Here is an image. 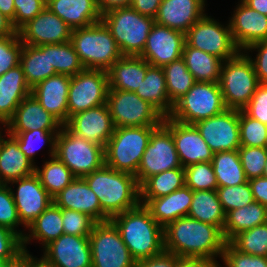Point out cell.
<instances>
[{
    "instance_id": "4fadbf2b",
    "label": "cell",
    "mask_w": 267,
    "mask_h": 267,
    "mask_svg": "<svg viewBox=\"0 0 267 267\" xmlns=\"http://www.w3.org/2000/svg\"><path fill=\"white\" fill-rule=\"evenodd\" d=\"M175 168L183 167L175 148L172 133L161 123L151 133L135 177L141 186L149 177Z\"/></svg>"
},
{
    "instance_id": "f907efd6",
    "label": "cell",
    "mask_w": 267,
    "mask_h": 267,
    "mask_svg": "<svg viewBox=\"0 0 267 267\" xmlns=\"http://www.w3.org/2000/svg\"><path fill=\"white\" fill-rule=\"evenodd\" d=\"M8 186V184H0V226L9 228L23 238L25 233L16 230V227L21 225V222L17 214L11 188Z\"/></svg>"
},
{
    "instance_id": "03108f58",
    "label": "cell",
    "mask_w": 267,
    "mask_h": 267,
    "mask_svg": "<svg viewBox=\"0 0 267 267\" xmlns=\"http://www.w3.org/2000/svg\"><path fill=\"white\" fill-rule=\"evenodd\" d=\"M0 11L12 21L15 28V6L14 0H0Z\"/></svg>"
},
{
    "instance_id": "8992f818",
    "label": "cell",
    "mask_w": 267,
    "mask_h": 267,
    "mask_svg": "<svg viewBox=\"0 0 267 267\" xmlns=\"http://www.w3.org/2000/svg\"><path fill=\"white\" fill-rule=\"evenodd\" d=\"M259 85L249 54L240 51L233 58L223 62L219 86L226 108L242 110Z\"/></svg>"
},
{
    "instance_id": "f1b7e54d",
    "label": "cell",
    "mask_w": 267,
    "mask_h": 267,
    "mask_svg": "<svg viewBox=\"0 0 267 267\" xmlns=\"http://www.w3.org/2000/svg\"><path fill=\"white\" fill-rule=\"evenodd\" d=\"M7 136V139L0 137V184L32 175L36 169L20 150L17 138L8 132Z\"/></svg>"
},
{
    "instance_id": "7a4b0ae2",
    "label": "cell",
    "mask_w": 267,
    "mask_h": 267,
    "mask_svg": "<svg viewBox=\"0 0 267 267\" xmlns=\"http://www.w3.org/2000/svg\"><path fill=\"white\" fill-rule=\"evenodd\" d=\"M110 220L118 228L122 241L136 262L164 250V228L143 204L117 214Z\"/></svg>"
},
{
    "instance_id": "e575fe53",
    "label": "cell",
    "mask_w": 267,
    "mask_h": 267,
    "mask_svg": "<svg viewBox=\"0 0 267 267\" xmlns=\"http://www.w3.org/2000/svg\"><path fill=\"white\" fill-rule=\"evenodd\" d=\"M267 222V207L257 201L242 208L231 210L225 214L223 237L229 242L238 233L265 224Z\"/></svg>"
},
{
    "instance_id": "83f0119b",
    "label": "cell",
    "mask_w": 267,
    "mask_h": 267,
    "mask_svg": "<svg viewBox=\"0 0 267 267\" xmlns=\"http://www.w3.org/2000/svg\"><path fill=\"white\" fill-rule=\"evenodd\" d=\"M31 92L20 64L0 76V123L3 127Z\"/></svg>"
},
{
    "instance_id": "9f6ffc18",
    "label": "cell",
    "mask_w": 267,
    "mask_h": 267,
    "mask_svg": "<svg viewBox=\"0 0 267 267\" xmlns=\"http://www.w3.org/2000/svg\"><path fill=\"white\" fill-rule=\"evenodd\" d=\"M248 116L267 125V84H260L242 109Z\"/></svg>"
},
{
    "instance_id": "be15d7a7",
    "label": "cell",
    "mask_w": 267,
    "mask_h": 267,
    "mask_svg": "<svg viewBox=\"0 0 267 267\" xmlns=\"http://www.w3.org/2000/svg\"><path fill=\"white\" fill-rule=\"evenodd\" d=\"M132 0H97V7L101 15L117 8H128Z\"/></svg>"
},
{
    "instance_id": "ee69618b",
    "label": "cell",
    "mask_w": 267,
    "mask_h": 267,
    "mask_svg": "<svg viewBox=\"0 0 267 267\" xmlns=\"http://www.w3.org/2000/svg\"><path fill=\"white\" fill-rule=\"evenodd\" d=\"M59 132L60 131H45L41 129H36L11 135H14L17 138L20 150L29 160L33 162V164H35L34 157L37 150V144L44 145L48 143V145L50 146L49 156L51 157L55 155L56 137ZM42 145H40V148Z\"/></svg>"
},
{
    "instance_id": "6125c7cd",
    "label": "cell",
    "mask_w": 267,
    "mask_h": 267,
    "mask_svg": "<svg viewBox=\"0 0 267 267\" xmlns=\"http://www.w3.org/2000/svg\"><path fill=\"white\" fill-rule=\"evenodd\" d=\"M218 261L199 257H181L176 260V267H220Z\"/></svg>"
},
{
    "instance_id": "f6af8a7d",
    "label": "cell",
    "mask_w": 267,
    "mask_h": 267,
    "mask_svg": "<svg viewBox=\"0 0 267 267\" xmlns=\"http://www.w3.org/2000/svg\"><path fill=\"white\" fill-rule=\"evenodd\" d=\"M239 134L241 146L267 147V125L239 110Z\"/></svg>"
},
{
    "instance_id": "277c9868",
    "label": "cell",
    "mask_w": 267,
    "mask_h": 267,
    "mask_svg": "<svg viewBox=\"0 0 267 267\" xmlns=\"http://www.w3.org/2000/svg\"><path fill=\"white\" fill-rule=\"evenodd\" d=\"M70 42L85 69L108 71L123 56L102 20L72 30Z\"/></svg>"
},
{
    "instance_id": "4dcf8cb0",
    "label": "cell",
    "mask_w": 267,
    "mask_h": 267,
    "mask_svg": "<svg viewBox=\"0 0 267 267\" xmlns=\"http://www.w3.org/2000/svg\"><path fill=\"white\" fill-rule=\"evenodd\" d=\"M150 64L141 56L123 55L107 71L109 89L135 92Z\"/></svg>"
},
{
    "instance_id": "7c38bea8",
    "label": "cell",
    "mask_w": 267,
    "mask_h": 267,
    "mask_svg": "<svg viewBox=\"0 0 267 267\" xmlns=\"http://www.w3.org/2000/svg\"><path fill=\"white\" fill-rule=\"evenodd\" d=\"M185 41L188 46L223 61L233 58L241 51L233 40L229 23L224 27L207 14L185 33Z\"/></svg>"
},
{
    "instance_id": "680465c9",
    "label": "cell",
    "mask_w": 267,
    "mask_h": 267,
    "mask_svg": "<svg viewBox=\"0 0 267 267\" xmlns=\"http://www.w3.org/2000/svg\"><path fill=\"white\" fill-rule=\"evenodd\" d=\"M178 256L172 252L163 250L150 258L137 261L135 267H176Z\"/></svg>"
},
{
    "instance_id": "ba28073f",
    "label": "cell",
    "mask_w": 267,
    "mask_h": 267,
    "mask_svg": "<svg viewBox=\"0 0 267 267\" xmlns=\"http://www.w3.org/2000/svg\"><path fill=\"white\" fill-rule=\"evenodd\" d=\"M225 109L227 108L219 83L196 81L188 92L174 103L169 117L184 124L194 125L220 114Z\"/></svg>"
},
{
    "instance_id": "7402d4cb",
    "label": "cell",
    "mask_w": 267,
    "mask_h": 267,
    "mask_svg": "<svg viewBox=\"0 0 267 267\" xmlns=\"http://www.w3.org/2000/svg\"><path fill=\"white\" fill-rule=\"evenodd\" d=\"M63 124L47 112L33 94L23 99L12 118L4 127L10 134L41 129L45 131H60Z\"/></svg>"
},
{
    "instance_id": "ac0fdd59",
    "label": "cell",
    "mask_w": 267,
    "mask_h": 267,
    "mask_svg": "<svg viewBox=\"0 0 267 267\" xmlns=\"http://www.w3.org/2000/svg\"><path fill=\"white\" fill-rule=\"evenodd\" d=\"M172 133L175 148L183 168L200 162H212L214 152L195 125L164 117L162 122Z\"/></svg>"
},
{
    "instance_id": "e7e4bbea",
    "label": "cell",
    "mask_w": 267,
    "mask_h": 267,
    "mask_svg": "<svg viewBox=\"0 0 267 267\" xmlns=\"http://www.w3.org/2000/svg\"><path fill=\"white\" fill-rule=\"evenodd\" d=\"M19 36L18 31L13 27L12 21L0 11V37Z\"/></svg>"
},
{
    "instance_id": "a7ac6f4b",
    "label": "cell",
    "mask_w": 267,
    "mask_h": 267,
    "mask_svg": "<svg viewBox=\"0 0 267 267\" xmlns=\"http://www.w3.org/2000/svg\"><path fill=\"white\" fill-rule=\"evenodd\" d=\"M7 267H29V253H23L16 261L9 263Z\"/></svg>"
},
{
    "instance_id": "cb8c5ba5",
    "label": "cell",
    "mask_w": 267,
    "mask_h": 267,
    "mask_svg": "<svg viewBox=\"0 0 267 267\" xmlns=\"http://www.w3.org/2000/svg\"><path fill=\"white\" fill-rule=\"evenodd\" d=\"M53 203L61 209L84 213L96 222L110 218L101 210L97 195L89 188L84 178L76 177L68 186L53 197Z\"/></svg>"
},
{
    "instance_id": "60d3db41",
    "label": "cell",
    "mask_w": 267,
    "mask_h": 267,
    "mask_svg": "<svg viewBox=\"0 0 267 267\" xmlns=\"http://www.w3.org/2000/svg\"><path fill=\"white\" fill-rule=\"evenodd\" d=\"M169 100L174 104L196 82L182 58L162 67Z\"/></svg>"
},
{
    "instance_id": "2644e50d",
    "label": "cell",
    "mask_w": 267,
    "mask_h": 267,
    "mask_svg": "<svg viewBox=\"0 0 267 267\" xmlns=\"http://www.w3.org/2000/svg\"><path fill=\"white\" fill-rule=\"evenodd\" d=\"M9 263L5 259L0 258V267H7Z\"/></svg>"
},
{
    "instance_id": "db71d44e",
    "label": "cell",
    "mask_w": 267,
    "mask_h": 267,
    "mask_svg": "<svg viewBox=\"0 0 267 267\" xmlns=\"http://www.w3.org/2000/svg\"><path fill=\"white\" fill-rule=\"evenodd\" d=\"M23 253L22 238L9 228L0 226V258L12 263Z\"/></svg>"
},
{
    "instance_id": "d6986e66",
    "label": "cell",
    "mask_w": 267,
    "mask_h": 267,
    "mask_svg": "<svg viewBox=\"0 0 267 267\" xmlns=\"http://www.w3.org/2000/svg\"><path fill=\"white\" fill-rule=\"evenodd\" d=\"M71 32L72 29L47 7L18 30L21 42L31 46L66 43L71 39Z\"/></svg>"
},
{
    "instance_id": "d6a6232c",
    "label": "cell",
    "mask_w": 267,
    "mask_h": 267,
    "mask_svg": "<svg viewBox=\"0 0 267 267\" xmlns=\"http://www.w3.org/2000/svg\"><path fill=\"white\" fill-rule=\"evenodd\" d=\"M135 93L153 105L164 117H168L174 104L169 100L162 67L149 66L144 80Z\"/></svg>"
},
{
    "instance_id": "8d00e7d4",
    "label": "cell",
    "mask_w": 267,
    "mask_h": 267,
    "mask_svg": "<svg viewBox=\"0 0 267 267\" xmlns=\"http://www.w3.org/2000/svg\"><path fill=\"white\" fill-rule=\"evenodd\" d=\"M187 216L217 226L222 231L225 224V212L222 209L217 191H193V199Z\"/></svg>"
},
{
    "instance_id": "8c879c8a",
    "label": "cell",
    "mask_w": 267,
    "mask_h": 267,
    "mask_svg": "<svg viewBox=\"0 0 267 267\" xmlns=\"http://www.w3.org/2000/svg\"><path fill=\"white\" fill-rule=\"evenodd\" d=\"M263 176L267 178V161H266V164H265V169H264Z\"/></svg>"
},
{
    "instance_id": "484cf974",
    "label": "cell",
    "mask_w": 267,
    "mask_h": 267,
    "mask_svg": "<svg viewBox=\"0 0 267 267\" xmlns=\"http://www.w3.org/2000/svg\"><path fill=\"white\" fill-rule=\"evenodd\" d=\"M71 76L56 74L38 83L31 94L63 125L68 122V92Z\"/></svg>"
},
{
    "instance_id": "52a82bcc",
    "label": "cell",
    "mask_w": 267,
    "mask_h": 267,
    "mask_svg": "<svg viewBox=\"0 0 267 267\" xmlns=\"http://www.w3.org/2000/svg\"><path fill=\"white\" fill-rule=\"evenodd\" d=\"M101 20L110 30L123 55L139 56L146 45L148 34L155 23L131 7L117 8L102 15Z\"/></svg>"
},
{
    "instance_id": "5b68a950",
    "label": "cell",
    "mask_w": 267,
    "mask_h": 267,
    "mask_svg": "<svg viewBox=\"0 0 267 267\" xmlns=\"http://www.w3.org/2000/svg\"><path fill=\"white\" fill-rule=\"evenodd\" d=\"M157 126L114 128L104 148L105 165L119 172L136 176L152 131Z\"/></svg>"
},
{
    "instance_id": "6f0895ef",
    "label": "cell",
    "mask_w": 267,
    "mask_h": 267,
    "mask_svg": "<svg viewBox=\"0 0 267 267\" xmlns=\"http://www.w3.org/2000/svg\"><path fill=\"white\" fill-rule=\"evenodd\" d=\"M255 50L258 52L256 54V59L251 58L253 63L255 73L258 77L260 84H267V41H259L249 45L243 52L248 54L251 50Z\"/></svg>"
},
{
    "instance_id": "30bf717a",
    "label": "cell",
    "mask_w": 267,
    "mask_h": 267,
    "mask_svg": "<svg viewBox=\"0 0 267 267\" xmlns=\"http://www.w3.org/2000/svg\"><path fill=\"white\" fill-rule=\"evenodd\" d=\"M106 104L115 128L159 126L164 116L135 92L108 89Z\"/></svg>"
},
{
    "instance_id": "e0dca14e",
    "label": "cell",
    "mask_w": 267,
    "mask_h": 267,
    "mask_svg": "<svg viewBox=\"0 0 267 267\" xmlns=\"http://www.w3.org/2000/svg\"><path fill=\"white\" fill-rule=\"evenodd\" d=\"M185 33L154 23L139 55L151 66L163 67L182 58Z\"/></svg>"
},
{
    "instance_id": "ab89813d",
    "label": "cell",
    "mask_w": 267,
    "mask_h": 267,
    "mask_svg": "<svg viewBox=\"0 0 267 267\" xmlns=\"http://www.w3.org/2000/svg\"><path fill=\"white\" fill-rule=\"evenodd\" d=\"M35 173L52 198L76 178L70 169L55 155L51 156L49 161H45L42 169H39L36 165Z\"/></svg>"
},
{
    "instance_id": "11a10c76",
    "label": "cell",
    "mask_w": 267,
    "mask_h": 267,
    "mask_svg": "<svg viewBox=\"0 0 267 267\" xmlns=\"http://www.w3.org/2000/svg\"><path fill=\"white\" fill-rule=\"evenodd\" d=\"M15 29L18 31L28 21L34 19L45 7V0H14Z\"/></svg>"
},
{
    "instance_id": "d4e9b609",
    "label": "cell",
    "mask_w": 267,
    "mask_h": 267,
    "mask_svg": "<svg viewBox=\"0 0 267 267\" xmlns=\"http://www.w3.org/2000/svg\"><path fill=\"white\" fill-rule=\"evenodd\" d=\"M205 0H162L155 23L186 33L205 13Z\"/></svg>"
},
{
    "instance_id": "c3c4849f",
    "label": "cell",
    "mask_w": 267,
    "mask_h": 267,
    "mask_svg": "<svg viewBox=\"0 0 267 267\" xmlns=\"http://www.w3.org/2000/svg\"><path fill=\"white\" fill-rule=\"evenodd\" d=\"M238 153L248 180L263 176L267 161V147L240 146Z\"/></svg>"
},
{
    "instance_id": "4316f807",
    "label": "cell",
    "mask_w": 267,
    "mask_h": 267,
    "mask_svg": "<svg viewBox=\"0 0 267 267\" xmlns=\"http://www.w3.org/2000/svg\"><path fill=\"white\" fill-rule=\"evenodd\" d=\"M193 191L184 185L176 191L154 199H140L159 225L165 228L170 222L188 215Z\"/></svg>"
},
{
    "instance_id": "681fc988",
    "label": "cell",
    "mask_w": 267,
    "mask_h": 267,
    "mask_svg": "<svg viewBox=\"0 0 267 267\" xmlns=\"http://www.w3.org/2000/svg\"><path fill=\"white\" fill-rule=\"evenodd\" d=\"M62 222L65 234L89 237L97 223L90 216L70 209H62Z\"/></svg>"
},
{
    "instance_id": "816d5d0a",
    "label": "cell",
    "mask_w": 267,
    "mask_h": 267,
    "mask_svg": "<svg viewBox=\"0 0 267 267\" xmlns=\"http://www.w3.org/2000/svg\"><path fill=\"white\" fill-rule=\"evenodd\" d=\"M22 48L19 36L0 37V76L20 64Z\"/></svg>"
},
{
    "instance_id": "3957f363",
    "label": "cell",
    "mask_w": 267,
    "mask_h": 267,
    "mask_svg": "<svg viewBox=\"0 0 267 267\" xmlns=\"http://www.w3.org/2000/svg\"><path fill=\"white\" fill-rule=\"evenodd\" d=\"M97 195L101 210L111 219L140 204V186L134 175L107 165L83 177Z\"/></svg>"
},
{
    "instance_id": "44dd1931",
    "label": "cell",
    "mask_w": 267,
    "mask_h": 267,
    "mask_svg": "<svg viewBox=\"0 0 267 267\" xmlns=\"http://www.w3.org/2000/svg\"><path fill=\"white\" fill-rule=\"evenodd\" d=\"M65 126L75 135L104 148L115 128L107 104L72 115Z\"/></svg>"
},
{
    "instance_id": "7bdbcfd3",
    "label": "cell",
    "mask_w": 267,
    "mask_h": 267,
    "mask_svg": "<svg viewBox=\"0 0 267 267\" xmlns=\"http://www.w3.org/2000/svg\"><path fill=\"white\" fill-rule=\"evenodd\" d=\"M229 243L244 254L267 257V222L238 233Z\"/></svg>"
},
{
    "instance_id": "f35d334b",
    "label": "cell",
    "mask_w": 267,
    "mask_h": 267,
    "mask_svg": "<svg viewBox=\"0 0 267 267\" xmlns=\"http://www.w3.org/2000/svg\"><path fill=\"white\" fill-rule=\"evenodd\" d=\"M185 185V169L175 168L149 177L140 186V199L168 195Z\"/></svg>"
},
{
    "instance_id": "003e7915",
    "label": "cell",
    "mask_w": 267,
    "mask_h": 267,
    "mask_svg": "<svg viewBox=\"0 0 267 267\" xmlns=\"http://www.w3.org/2000/svg\"><path fill=\"white\" fill-rule=\"evenodd\" d=\"M249 8L267 16V0H241Z\"/></svg>"
},
{
    "instance_id": "74e56055",
    "label": "cell",
    "mask_w": 267,
    "mask_h": 267,
    "mask_svg": "<svg viewBox=\"0 0 267 267\" xmlns=\"http://www.w3.org/2000/svg\"><path fill=\"white\" fill-rule=\"evenodd\" d=\"M211 164L218 187L235 186L248 182L238 150L214 153Z\"/></svg>"
},
{
    "instance_id": "2e32d148",
    "label": "cell",
    "mask_w": 267,
    "mask_h": 267,
    "mask_svg": "<svg viewBox=\"0 0 267 267\" xmlns=\"http://www.w3.org/2000/svg\"><path fill=\"white\" fill-rule=\"evenodd\" d=\"M18 184L16 193L11 188L19 220L24 227H28L53 202V198L42 186L36 173L13 180L8 184Z\"/></svg>"
},
{
    "instance_id": "bcb514c9",
    "label": "cell",
    "mask_w": 267,
    "mask_h": 267,
    "mask_svg": "<svg viewBox=\"0 0 267 267\" xmlns=\"http://www.w3.org/2000/svg\"><path fill=\"white\" fill-rule=\"evenodd\" d=\"M185 169V185L192 191L217 190L218 183L211 162H200Z\"/></svg>"
},
{
    "instance_id": "7dc6e473",
    "label": "cell",
    "mask_w": 267,
    "mask_h": 267,
    "mask_svg": "<svg viewBox=\"0 0 267 267\" xmlns=\"http://www.w3.org/2000/svg\"><path fill=\"white\" fill-rule=\"evenodd\" d=\"M216 191L225 214L254 201L249 182L235 186L218 187Z\"/></svg>"
},
{
    "instance_id": "603a6c76",
    "label": "cell",
    "mask_w": 267,
    "mask_h": 267,
    "mask_svg": "<svg viewBox=\"0 0 267 267\" xmlns=\"http://www.w3.org/2000/svg\"><path fill=\"white\" fill-rule=\"evenodd\" d=\"M229 20L237 47L244 51L249 45L267 41V16L249 8L241 0Z\"/></svg>"
},
{
    "instance_id": "89a4df30",
    "label": "cell",
    "mask_w": 267,
    "mask_h": 267,
    "mask_svg": "<svg viewBox=\"0 0 267 267\" xmlns=\"http://www.w3.org/2000/svg\"><path fill=\"white\" fill-rule=\"evenodd\" d=\"M29 267H53L47 263L42 257L40 259L29 254Z\"/></svg>"
},
{
    "instance_id": "9c48e42d",
    "label": "cell",
    "mask_w": 267,
    "mask_h": 267,
    "mask_svg": "<svg viewBox=\"0 0 267 267\" xmlns=\"http://www.w3.org/2000/svg\"><path fill=\"white\" fill-rule=\"evenodd\" d=\"M57 156L75 177L92 173L105 164L104 147L72 133L65 125L56 137Z\"/></svg>"
},
{
    "instance_id": "6da1fadb",
    "label": "cell",
    "mask_w": 267,
    "mask_h": 267,
    "mask_svg": "<svg viewBox=\"0 0 267 267\" xmlns=\"http://www.w3.org/2000/svg\"><path fill=\"white\" fill-rule=\"evenodd\" d=\"M225 244L217 226L188 216L178 218L164 228V250L177 256L217 261L215 257H222Z\"/></svg>"
},
{
    "instance_id": "5bb4252c",
    "label": "cell",
    "mask_w": 267,
    "mask_h": 267,
    "mask_svg": "<svg viewBox=\"0 0 267 267\" xmlns=\"http://www.w3.org/2000/svg\"><path fill=\"white\" fill-rule=\"evenodd\" d=\"M109 89L108 72L84 69L71 76L68 92V120L82 111L106 104Z\"/></svg>"
},
{
    "instance_id": "ffe728a7",
    "label": "cell",
    "mask_w": 267,
    "mask_h": 267,
    "mask_svg": "<svg viewBox=\"0 0 267 267\" xmlns=\"http://www.w3.org/2000/svg\"><path fill=\"white\" fill-rule=\"evenodd\" d=\"M44 250L42 258L53 267H92L89 237L63 233Z\"/></svg>"
},
{
    "instance_id": "94428289",
    "label": "cell",
    "mask_w": 267,
    "mask_h": 267,
    "mask_svg": "<svg viewBox=\"0 0 267 267\" xmlns=\"http://www.w3.org/2000/svg\"><path fill=\"white\" fill-rule=\"evenodd\" d=\"M254 201L267 207V178L264 176L248 180Z\"/></svg>"
},
{
    "instance_id": "d590c367",
    "label": "cell",
    "mask_w": 267,
    "mask_h": 267,
    "mask_svg": "<svg viewBox=\"0 0 267 267\" xmlns=\"http://www.w3.org/2000/svg\"><path fill=\"white\" fill-rule=\"evenodd\" d=\"M188 71L197 82L219 83L223 60L199 49L184 45L182 53Z\"/></svg>"
},
{
    "instance_id": "f546056e",
    "label": "cell",
    "mask_w": 267,
    "mask_h": 267,
    "mask_svg": "<svg viewBox=\"0 0 267 267\" xmlns=\"http://www.w3.org/2000/svg\"><path fill=\"white\" fill-rule=\"evenodd\" d=\"M46 7L72 30L101 21L97 0H48Z\"/></svg>"
},
{
    "instance_id": "8fae6325",
    "label": "cell",
    "mask_w": 267,
    "mask_h": 267,
    "mask_svg": "<svg viewBox=\"0 0 267 267\" xmlns=\"http://www.w3.org/2000/svg\"><path fill=\"white\" fill-rule=\"evenodd\" d=\"M89 242L92 267H135L136 261L111 220L97 222Z\"/></svg>"
},
{
    "instance_id": "91938a15",
    "label": "cell",
    "mask_w": 267,
    "mask_h": 267,
    "mask_svg": "<svg viewBox=\"0 0 267 267\" xmlns=\"http://www.w3.org/2000/svg\"><path fill=\"white\" fill-rule=\"evenodd\" d=\"M162 0H132L131 8L143 16L155 19Z\"/></svg>"
},
{
    "instance_id": "836d02e7",
    "label": "cell",
    "mask_w": 267,
    "mask_h": 267,
    "mask_svg": "<svg viewBox=\"0 0 267 267\" xmlns=\"http://www.w3.org/2000/svg\"><path fill=\"white\" fill-rule=\"evenodd\" d=\"M27 228L29 230V235L25 234L22 238L24 252H29L26 249V244H29V241L32 239L42 242L41 244L44 248L51 241L57 239L64 233L62 209L52 202Z\"/></svg>"
},
{
    "instance_id": "1f68e13d",
    "label": "cell",
    "mask_w": 267,
    "mask_h": 267,
    "mask_svg": "<svg viewBox=\"0 0 267 267\" xmlns=\"http://www.w3.org/2000/svg\"><path fill=\"white\" fill-rule=\"evenodd\" d=\"M20 65L31 89L50 76L56 75L53 65H50L49 44L41 46L23 44Z\"/></svg>"
},
{
    "instance_id": "f5cc1de1",
    "label": "cell",
    "mask_w": 267,
    "mask_h": 267,
    "mask_svg": "<svg viewBox=\"0 0 267 267\" xmlns=\"http://www.w3.org/2000/svg\"><path fill=\"white\" fill-rule=\"evenodd\" d=\"M221 259L225 267H267V257L244 254L229 242L224 246Z\"/></svg>"
},
{
    "instance_id": "9a60e30c",
    "label": "cell",
    "mask_w": 267,
    "mask_h": 267,
    "mask_svg": "<svg viewBox=\"0 0 267 267\" xmlns=\"http://www.w3.org/2000/svg\"><path fill=\"white\" fill-rule=\"evenodd\" d=\"M194 125L214 153L238 150L241 146L237 109L227 108L220 114Z\"/></svg>"
},
{
    "instance_id": "b9f144b4",
    "label": "cell",
    "mask_w": 267,
    "mask_h": 267,
    "mask_svg": "<svg viewBox=\"0 0 267 267\" xmlns=\"http://www.w3.org/2000/svg\"><path fill=\"white\" fill-rule=\"evenodd\" d=\"M49 60L56 74L75 76L85 69L70 41L49 44Z\"/></svg>"
}]
</instances>
